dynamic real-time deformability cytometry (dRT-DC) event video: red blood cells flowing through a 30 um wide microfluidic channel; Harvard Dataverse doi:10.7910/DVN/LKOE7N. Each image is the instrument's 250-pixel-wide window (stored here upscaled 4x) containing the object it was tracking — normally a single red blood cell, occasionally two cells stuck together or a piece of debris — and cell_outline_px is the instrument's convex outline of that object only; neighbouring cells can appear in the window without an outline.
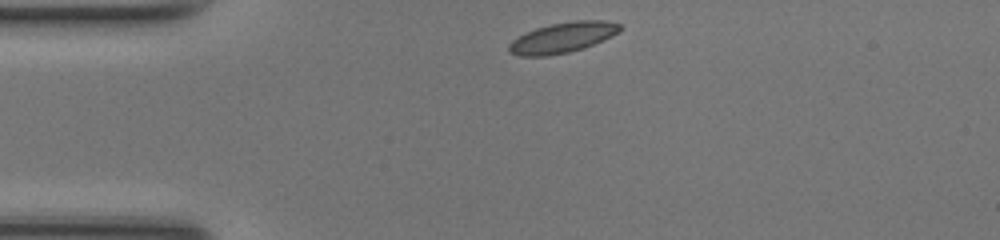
{"species": "common noctule bat (a hibernating species)", "species_latin": "Nyctalus noctula", "temperature_condition": "room temperature", "stored_images_in_passage": 39, "camera_frame_rate_fps": 3000, "um_per_image_px": 0.085, "animal": {"sex": "female", "body_mass_g": 17.0, "forearm_length_mm": 48.0}, "frame": {"image": 1, "passage_image": 1, "time_ms": 0.0, "image_size_px": [1000, 240], "cell_outline_px": [[624, 28], [612, 36], [584, 48], [568, 52], [548, 56], [520, 56], [508, 52], [508, 44], [512, 40], [536, 28], [552, 24], [576, 20], [604, 20], [620, 24]], "centroid_in_image_um": [47.84, 3.2], "position_along_channel_um": 37.2, "area_um2": 19.59}}
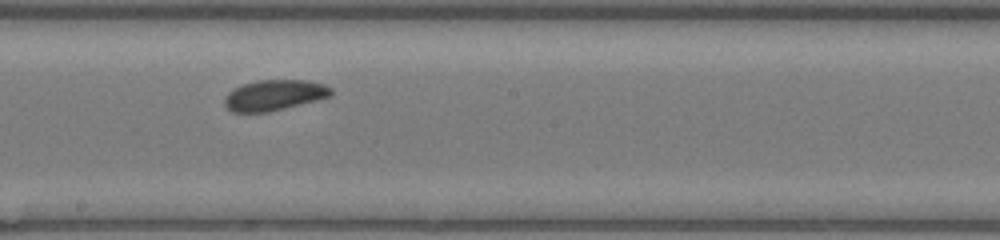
{"frame": {"image": 2, "passage_image": 17, "time_ms": 5.333, "image_size_px": [1000, 240], "cell_outline_px": [[332, 96], [268, 112], [232, 112], [224, 104], [224, 100], [228, 92], [232, 88], [256, 80], [308, 80], [324, 84], [332, 88]], "centroid_in_image_um": [23.31, 8.08], "position_along_channel_um": 224.9, "area_um2": 19.02}}
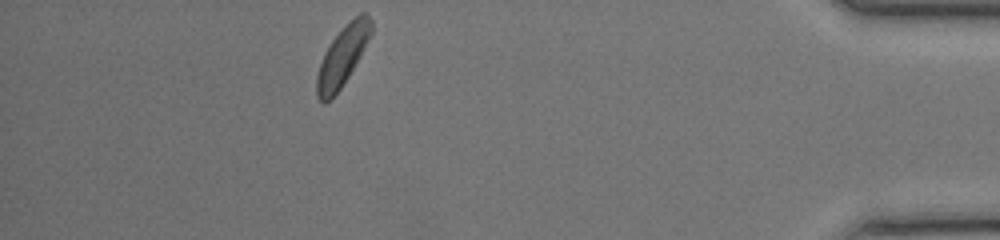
{"frame": {"image": 3, "passage_image": 34, "time_ms": 11.0, "image_size_px": [1000, 240], "cell_outline_px": [[372, 32], [360, 56], [348, 76], [340, 88], [324, 104], [316, 96], [316, 76], [324, 52], [332, 40], [344, 24], [360, 12], [364, 12], [372, 20]], "centroid_in_image_um": [29.1, 4.73], "position_along_channel_um": 406.1, "area_um2": 18.67}, "authors_computed_cell_mechanics": {"area_um2": 19.0162, "velocity_mm_per_s": 4.1796, "shape_relaxation_time_tau1_ms": 1.9728, "shape_relaxation_time_tau2_ms": null, "deformation_change_tau1": 0.0501, "deformation_change_tau2": null}}